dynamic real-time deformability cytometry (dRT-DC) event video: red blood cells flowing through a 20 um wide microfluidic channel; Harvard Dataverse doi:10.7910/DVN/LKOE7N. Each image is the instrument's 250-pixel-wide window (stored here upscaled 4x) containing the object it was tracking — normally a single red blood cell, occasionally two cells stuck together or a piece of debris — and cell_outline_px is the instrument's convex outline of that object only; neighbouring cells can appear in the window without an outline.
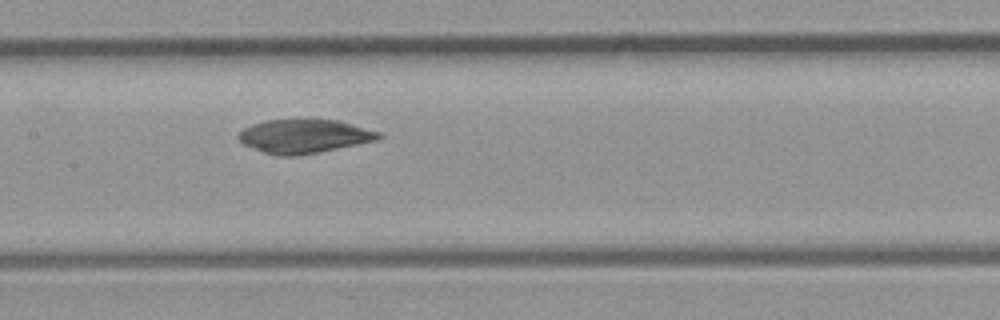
{"species": "common noctule bat (a hibernating species)", "species_latin": "Nyctalus noctula", "temperature_condition": "room temperature", "stored_images_in_passage": 6, "camera_frame_rate_fps": 3000, "um_per_image_px": 0.085, "animal": {"sex": "male", "body_mass_g": 23.1, "forearm_length_mm": 52.7}, "frame": {"image": 1, "passage_image": 6, "time_ms": 6.667, "image_size_px": [1000, 320], "cell_outline_px": [[384, 136], [376, 140], [320, 152], [296, 156], [276, 156], [264, 152], [244, 144], [236, 136], [244, 128], [252, 124], [268, 120], [336, 120], [384, 132]], "centroid_in_image_um": [25.89, 11.59], "position_along_channel_um": 181.5, "area_um2": 27.46}}